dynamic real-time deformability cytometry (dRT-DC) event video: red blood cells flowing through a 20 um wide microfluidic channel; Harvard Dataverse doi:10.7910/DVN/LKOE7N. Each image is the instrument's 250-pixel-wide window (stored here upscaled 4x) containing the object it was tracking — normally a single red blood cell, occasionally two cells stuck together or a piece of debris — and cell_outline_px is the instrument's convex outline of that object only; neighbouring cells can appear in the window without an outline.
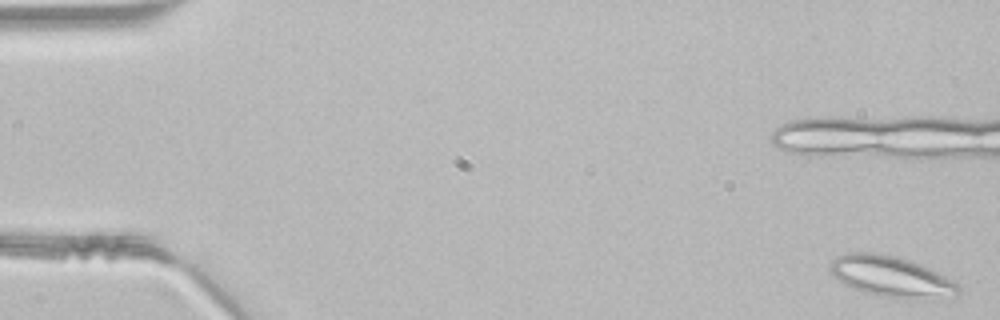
{"species": "common noctule bat (a hibernating species)", "species_latin": "Nyctalus noctula", "temperature_condition": "room temperature", "stored_images_in_passage": 35, "camera_frame_rate_fps": 3000, "um_per_image_px": 0.085, "animal": {"sex": "male", "body_mass_g": 21.5, "forearm_length_mm": 52.0}, "frame": {"image": 1, "passage_image": 1, "time_ms": 0.0, "image_size_px": [1000, 320], "cell_outline_px": [[960, 288], [956, 296], [932, 300], [908, 300], [880, 296], [864, 292], [844, 284], [828, 268], [832, 260], [836, 256], [848, 252], [876, 252], [896, 256], [912, 260], [960, 284]], "centroid_in_image_um": [75.8, 23.53], "position_along_channel_um": 9.2, "area_um2": 30.98}}